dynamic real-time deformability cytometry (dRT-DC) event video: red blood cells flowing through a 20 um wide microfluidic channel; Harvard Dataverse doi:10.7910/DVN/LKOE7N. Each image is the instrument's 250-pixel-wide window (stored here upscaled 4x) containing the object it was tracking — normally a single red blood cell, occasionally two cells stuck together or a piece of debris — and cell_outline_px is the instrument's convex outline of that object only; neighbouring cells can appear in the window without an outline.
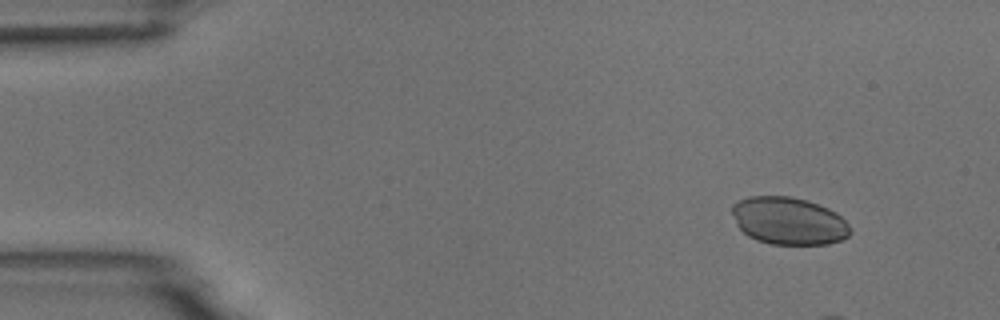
{"species": "common noctule bat (a hibernating species)", "species_latin": "Nyctalus noctula", "temperature_condition": "room temperature", "stored_images_in_passage": 5, "camera_frame_rate_fps": 3000, "um_per_image_px": 0.085, "animal": {"sex": "male", "body_mass_g": 18.8}, "frame": {"image": 1, "passage_image": 1, "time_ms": 0.0, "image_size_px": [1000, 320], "cell_outline_px": [[852, 232], [848, 236], [840, 240], [828, 244], [772, 244], [756, 240], [748, 236], [736, 224], [732, 212], [732, 204], [748, 196], [792, 196], [828, 208], [836, 212], [848, 224]], "centroid_in_image_um": [67.03, 18.78], "position_along_channel_um": 18.0, "area_um2": 32.6}}